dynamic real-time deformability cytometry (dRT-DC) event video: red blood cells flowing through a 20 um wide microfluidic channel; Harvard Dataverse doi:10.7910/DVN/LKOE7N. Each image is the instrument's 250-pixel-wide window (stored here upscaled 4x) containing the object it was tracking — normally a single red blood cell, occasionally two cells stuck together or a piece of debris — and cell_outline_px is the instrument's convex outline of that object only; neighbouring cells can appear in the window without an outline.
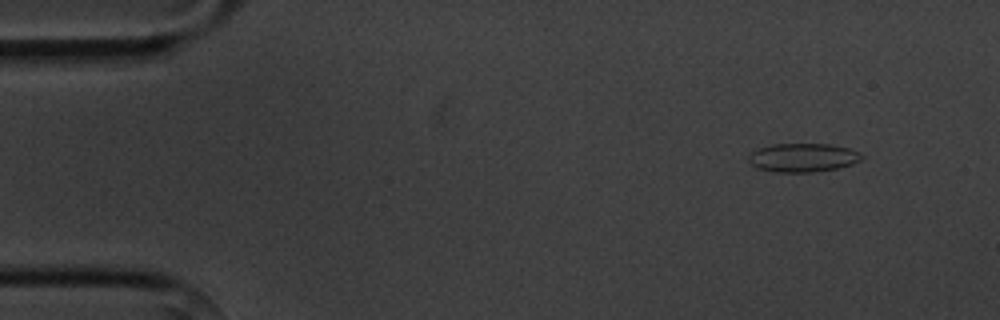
{"species": "common noctule bat (a hibernating species)", "species_latin": "Nyctalus noctula", "temperature_condition": "cold", "stored_images_in_passage": 7, "camera_frame_rate_fps": 3000, "um_per_image_px": 0.085, "animal": {"sex": "male", "body_mass_g": 20.1, "forearm_length_mm": 53.5}, "frame": {"image": 1, "passage_image": 2, "time_ms": 1.0, "image_size_px": [1000, 320], "cell_outline_px": [[864, 156], [860, 160], [852, 164], [836, 168], [812, 172], [776, 172], [760, 168], [752, 164], [748, 160], [748, 156], [752, 152], [760, 148], [772, 144], [828, 144], [848, 148], [860, 152]], "centroid_in_image_um": [68.26, 13.39], "position_along_channel_um": 16.7, "area_um2": 18.67}}
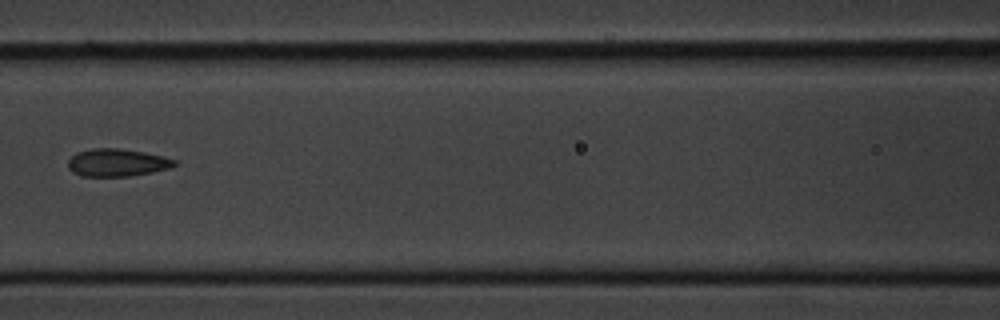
{"frame": {"image": 2, "passage_image": 7, "time_ms": 7.333, "image_size_px": [1000, 320], "cell_outline_px": [[176, 164], [168, 168], [152, 172], [128, 176], [80, 176], [72, 172], [68, 168], [68, 160], [76, 152], [92, 148], [120, 148], [144, 152], [164, 156], [176, 160]], "centroid_in_image_um": [9.92, 13.81], "position_along_channel_um": 156.7, "area_um2": 17.17}}